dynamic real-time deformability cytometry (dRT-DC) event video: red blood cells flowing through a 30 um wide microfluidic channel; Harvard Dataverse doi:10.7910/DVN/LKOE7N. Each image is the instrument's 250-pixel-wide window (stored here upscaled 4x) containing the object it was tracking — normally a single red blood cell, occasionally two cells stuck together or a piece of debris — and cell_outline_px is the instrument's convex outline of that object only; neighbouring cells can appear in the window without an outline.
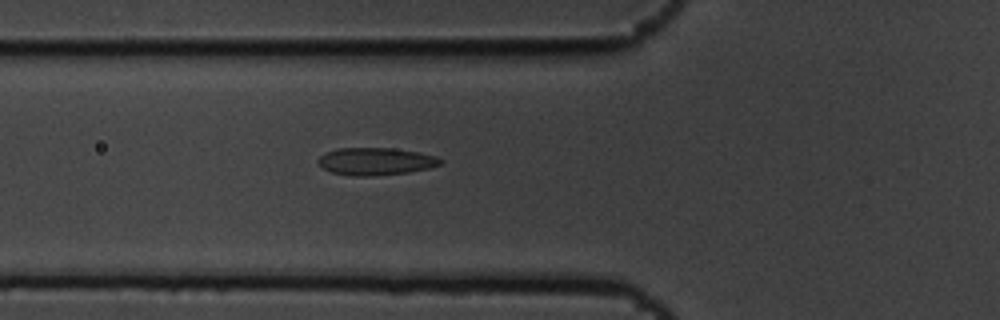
{"species": "common noctule bat (a hibernating species)", "species_latin": "Nyctalus noctula", "temperature_condition": "cold", "stored_images_in_passage": 6, "camera_frame_rate_fps": 3000, "um_per_image_px": 0.085, "animal": {"sex": "male", "body_mass_g": 19.5, "forearm_length_mm": 54.6}, "frame": {"image": 1, "passage_image": 6, "time_ms": 1.667, "image_size_px": [1000, 320], "cell_outline_px": [[444, 160], [440, 164], [428, 168], [408, 172], [372, 176], [352, 176], [332, 172], [316, 164], [316, 160], [324, 152], [336, 148], [392, 148], [420, 152], [436, 156]], "centroid_in_image_um": [31.9, 13.71], "position_along_channel_um": 93.9, "area_um2": 19.71}}